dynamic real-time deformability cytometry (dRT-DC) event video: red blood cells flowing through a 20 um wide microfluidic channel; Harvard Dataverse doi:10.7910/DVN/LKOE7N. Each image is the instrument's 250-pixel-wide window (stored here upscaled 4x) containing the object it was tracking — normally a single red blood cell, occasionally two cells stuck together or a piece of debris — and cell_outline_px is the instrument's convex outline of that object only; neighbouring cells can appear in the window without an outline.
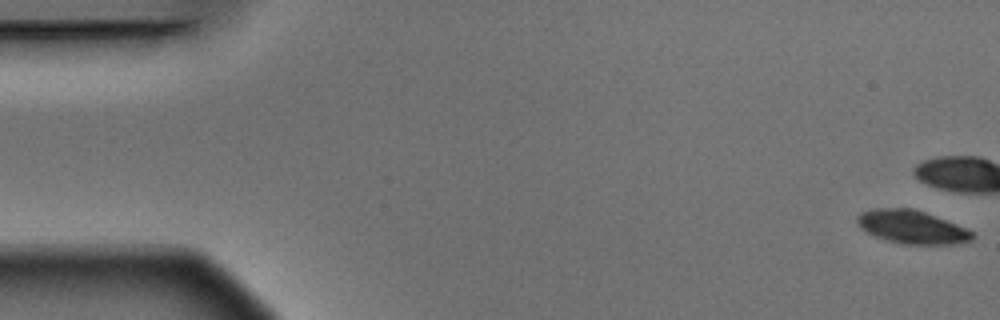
{"species": "Egyptian fruit bat (a non-hibernating species)", "species_latin": "Rousettus aegyptiacus", "temperature_condition": "warm", "stored_images_in_passage": 9, "camera_frame_rate_fps": 3000, "um_per_image_px": 0.085, "animal": {"sex": "male"}, "frame": {"image": 1, "passage_image": 1, "time_ms": 0.0, "image_size_px": [1000, 320], "cell_outline_px": [[972, 240], [948, 244], [900, 244], [876, 236], [860, 228], [856, 220], [856, 216], [860, 212], [872, 208], [908, 208], [924, 212], [964, 228], [972, 232]], "centroid_in_image_um": [77.42, 19.29], "position_along_channel_um": 7.6, "area_um2": 21.85}}
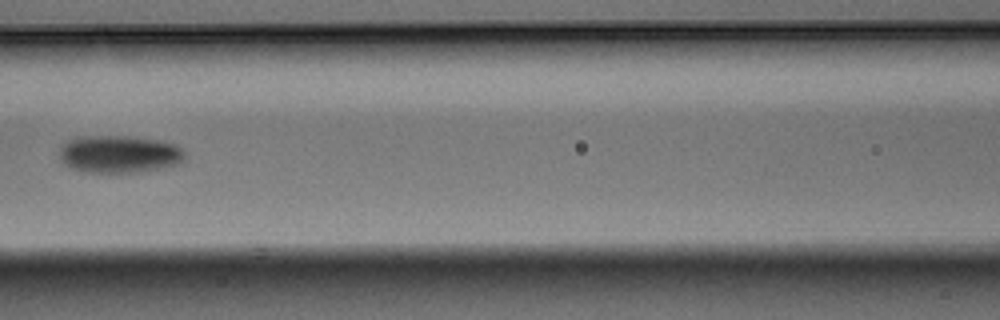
{"frame": {"image": 2, "passage_image": 8, "time_ms": 2.333, "image_size_px": [1000, 320], "cell_outline_px": [[184, 164], [164, 168], [136, 172], [84, 172], [72, 168], [64, 164], [60, 160], [60, 144], [76, 136], [128, 136], [164, 140], [176, 144], [184, 148]], "centroid_in_image_um": [10.18, 13.09], "position_along_channel_um": 156.4, "area_um2": 28.09}}
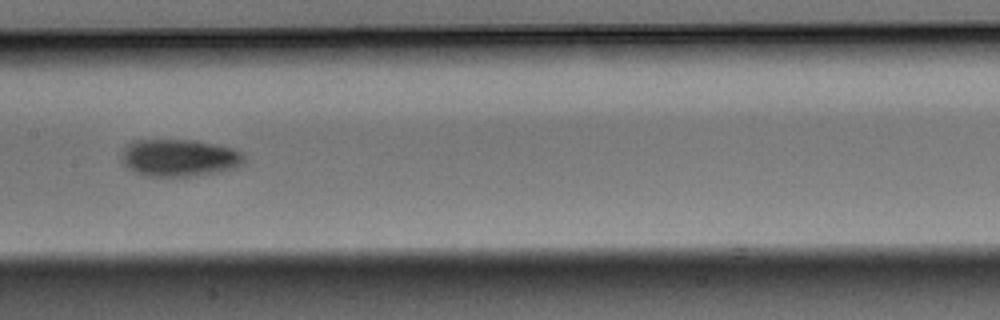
{"frame": {"image": 3, "passage_image": 9, "time_ms": 2.667, "image_size_px": [1000, 320], "cell_outline_px": [[244, 164], [236, 168], [220, 172], [196, 176], [144, 176], [128, 168], [120, 160], [120, 156], [124, 148], [128, 144], [136, 140], [196, 140], [232, 148], [240, 152], [244, 156]], "centroid_in_image_um": [15.24, 13.42], "position_along_channel_um": 192.2, "area_um2": 26.82}}